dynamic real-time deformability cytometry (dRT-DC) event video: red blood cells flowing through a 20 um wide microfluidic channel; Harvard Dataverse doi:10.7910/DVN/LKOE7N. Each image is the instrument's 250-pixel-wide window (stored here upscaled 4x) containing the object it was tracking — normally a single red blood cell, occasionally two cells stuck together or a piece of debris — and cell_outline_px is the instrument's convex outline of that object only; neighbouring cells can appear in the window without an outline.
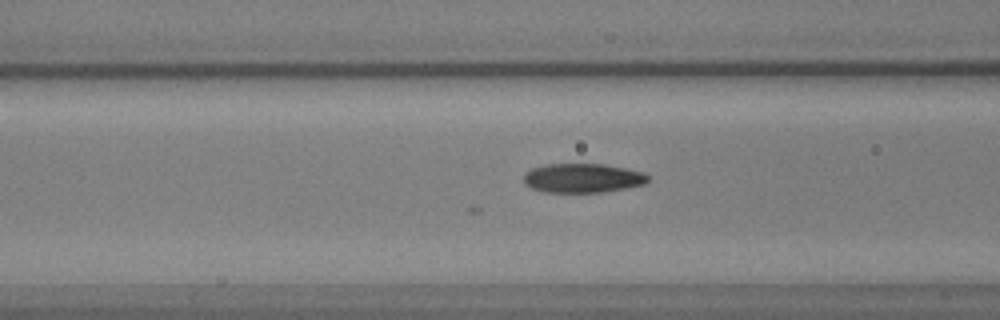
{"species": "common noctule bat (a hibernating species)", "species_latin": "Nyctalus noctula", "temperature_condition": "warm", "stored_images_in_passage": 45, "camera_frame_rate_fps": 3000, "um_per_image_px": 0.085, "animal": {"sex": "male", "body_mass_g": 17.9, "forearm_length_mm": 54.2}, "frame": {"image": 1, "passage_image": 9, "time_ms": 2.667, "image_size_px": [1000, 320], "cell_outline_px": [[648, 180], [644, 184], [604, 192], [544, 192], [528, 188], [524, 184], [524, 172], [532, 168], [544, 164], [604, 164], [644, 172], [648, 176]], "centroid_in_image_um": [49.46, 15.13], "position_along_channel_um": 117.1, "area_um2": 21.27}}
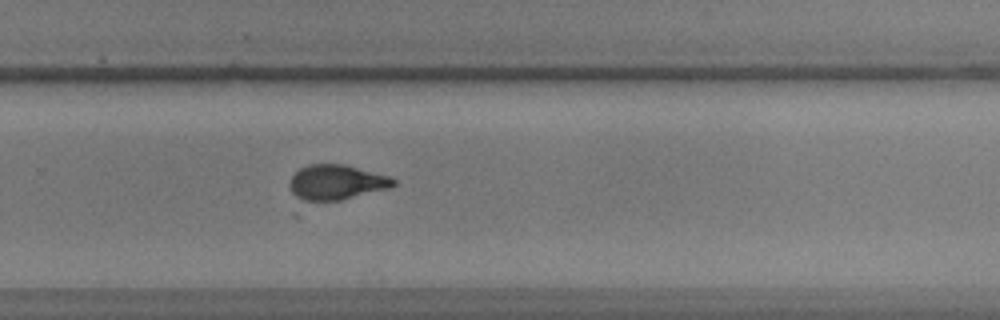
{"frame": {"image": 2, "passage_image": 25, "time_ms": 8.0, "image_size_px": [1000, 320], "cell_outline_px": [[396, 184], [392, 188], [340, 200], [308, 204], [304, 204], [292, 192], [288, 184], [292, 176], [300, 168], [308, 164], [344, 164], [392, 176], [396, 180]], "centroid_in_image_um": [28.59, 15.53], "position_along_channel_um": 301.2, "area_um2": 21.96}}
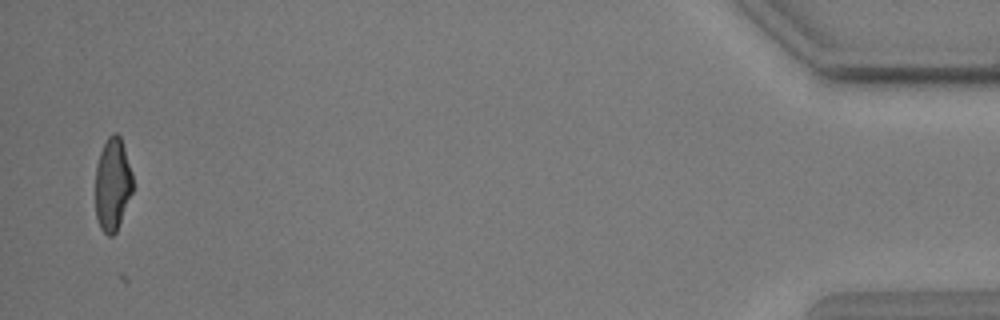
{"frame": {"image": 3, "passage_image": 43, "time_ms": 14.0, "image_size_px": [1000, 320], "cell_outline_px": [[132, 192], [116, 232], [112, 236], [108, 236], [100, 228], [96, 216], [96, 164], [100, 152], [108, 136], [112, 132], [116, 132], [120, 136], [132, 172]], "centroid_in_image_um": [9.56, 15.66], "position_along_channel_um": 425.6, "area_um2": 20.11}}